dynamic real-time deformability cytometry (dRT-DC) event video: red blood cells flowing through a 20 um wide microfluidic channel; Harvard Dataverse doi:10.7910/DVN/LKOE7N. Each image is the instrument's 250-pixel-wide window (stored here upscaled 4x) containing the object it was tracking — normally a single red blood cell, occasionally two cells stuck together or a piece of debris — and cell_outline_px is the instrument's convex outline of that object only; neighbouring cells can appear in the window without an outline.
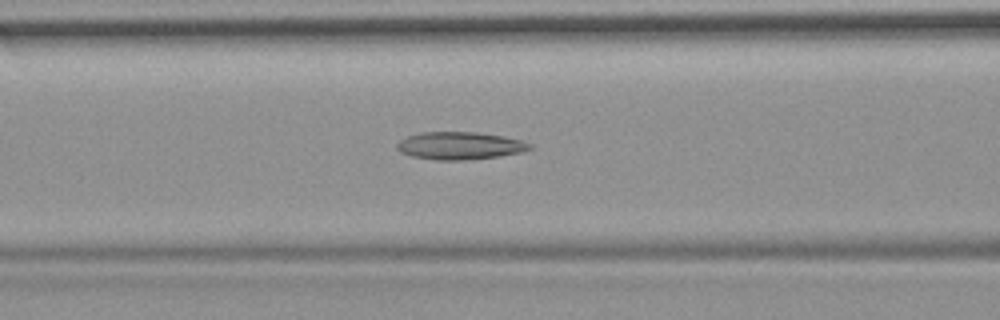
{"species": "common noctule bat (a hibernating species)", "species_latin": "Nyctalus noctula", "temperature_condition": "room temperature", "stored_images_in_passage": 51, "camera_frame_rate_fps": 3000, "um_per_image_px": 0.085, "animal": {"sex": "female", "body_mass_g": 19.9}, "frame": {"image": 1, "passage_image": 18, "time_ms": 5.667, "image_size_px": [1000, 320], "cell_outline_px": [[532, 148], [524, 152], [500, 156], [464, 160], [436, 160], [412, 156], [400, 152], [396, 148], [396, 144], [400, 140], [408, 136], [420, 132], [476, 132], [504, 136], [520, 140], [532, 144]], "centroid_in_image_um": [39.09, 12.38], "position_along_channel_um": 127.5, "area_um2": 21.44}}
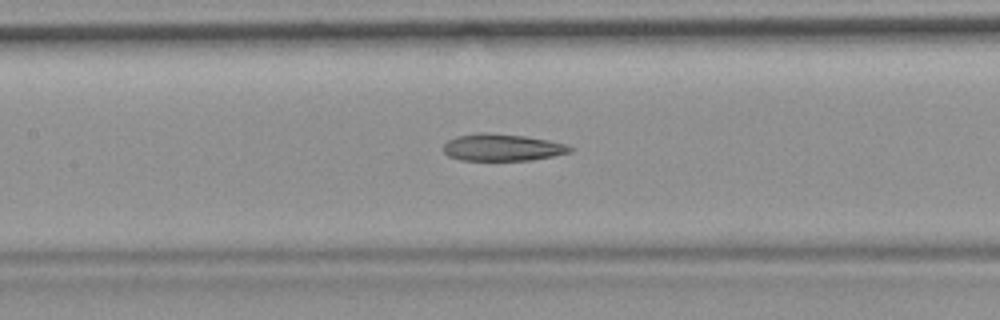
{"frame": {"image": 2, "passage_image": 21, "time_ms": 6.667, "image_size_px": [1000, 320], "cell_outline_px": [[576, 148], [572, 152], [532, 160], [460, 160], [448, 156], [444, 152], [444, 144], [448, 140], [456, 136], [480, 132], [488, 132], [524, 136], [548, 140], [568, 144]], "centroid_in_image_um": [42.72, 12.53], "position_along_channel_um": 164.7, "area_um2": 20.11}}
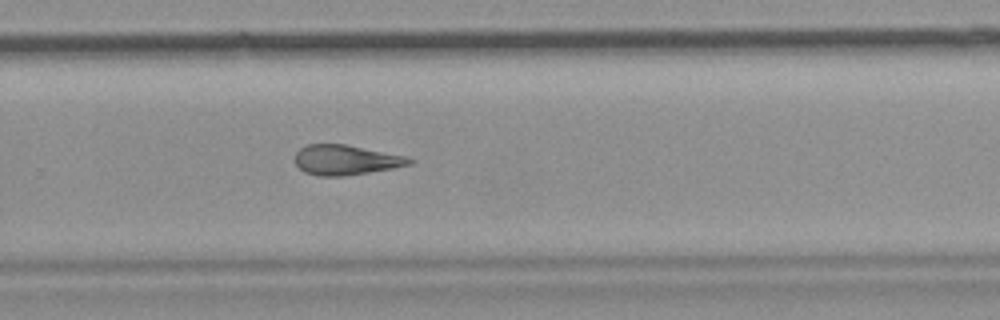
{"frame": {"image": 3, "passage_image": 32, "time_ms": 10.333, "image_size_px": [1000, 320], "cell_outline_px": [[412, 164], [392, 168], [344, 176], [320, 176], [304, 172], [296, 164], [296, 152], [300, 148], [308, 144], [344, 144], [404, 156], [412, 160]], "centroid_in_image_um": [29.35, 13.6], "position_along_channel_um": 300.5, "area_um2": 19.59}, "authors_computed_cell_mechanics": {"area_um2": 21.5594, "velocity_mm_per_s": 3.7232, "shape_relaxation_time_tau1_ms": null, "shape_relaxation_time_tau2_ms": 3.3462, "deformation_change_tau1": null, "deformation_change_tau2": 0.1449}}